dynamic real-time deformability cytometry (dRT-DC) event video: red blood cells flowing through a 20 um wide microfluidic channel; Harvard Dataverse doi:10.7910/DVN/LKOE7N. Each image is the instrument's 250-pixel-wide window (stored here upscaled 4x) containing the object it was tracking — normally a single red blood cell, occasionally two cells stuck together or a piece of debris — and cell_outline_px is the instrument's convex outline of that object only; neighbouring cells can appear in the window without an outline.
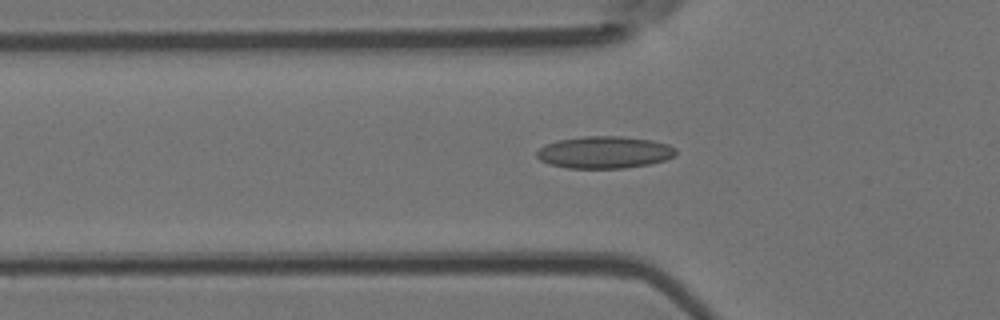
{"species": "Egyptian fruit bat (a non-hibernating species)", "species_latin": "Rousettus aegyptiacus", "temperature_condition": "room temperature", "stored_images_in_passage": 38, "camera_frame_rate_fps": 3000, "um_per_image_px": 0.085, "animal": {"sex": "female"}, "frame": {"image": 1, "passage_image": 9, "time_ms": 2.667, "image_size_px": [1000, 320], "cell_outline_px": [[676, 156], [664, 160], [648, 164], [624, 168], [568, 168], [548, 164], [540, 160], [536, 156], [536, 152], [544, 144], [556, 140], [584, 136], [620, 136], [652, 140], [668, 144], [676, 148]], "centroid_in_image_um": [51.36, 12.94], "position_along_channel_um": 74.4, "area_um2": 26.18}}
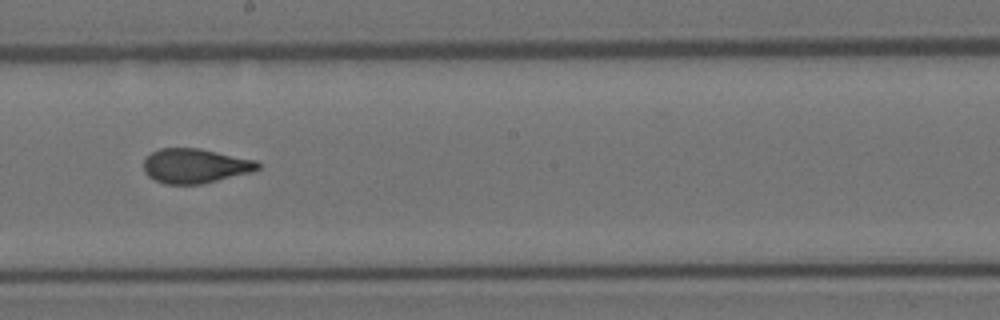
{"frame": {"image": 2, "passage_image": 21, "time_ms": 6.667, "image_size_px": [1000, 320], "cell_outline_px": [[260, 168], [252, 172], [200, 184], [164, 184], [148, 176], [144, 172], [144, 160], [152, 152], [160, 148], [200, 148], [256, 160], [260, 164]], "centroid_in_image_um": [16.59, 14.09], "position_along_channel_um": 231.6, "area_um2": 22.95}}
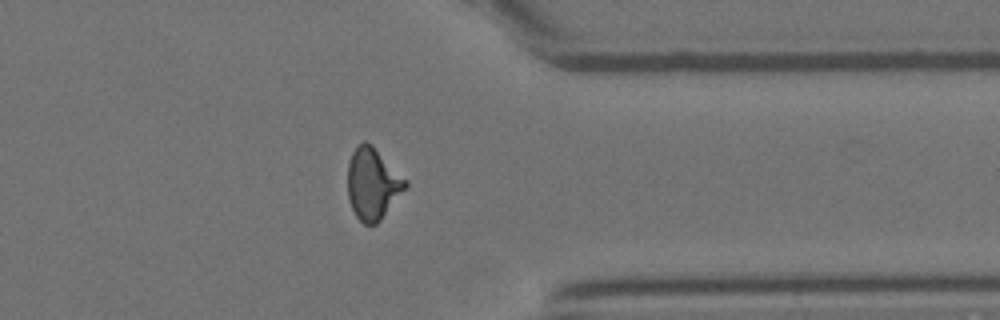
{"frame": {"image": 3, "passage_image": 33, "time_ms": 10.667, "image_size_px": [1000, 320], "cell_outline_px": [[408, 184], [380, 220], [376, 224], [364, 224], [356, 216], [352, 208], [348, 196], [348, 164], [352, 152], [356, 144], [364, 140], [372, 144], [408, 180]], "centroid_in_image_um": [31.67, 15.57], "position_along_channel_um": 379.7, "area_um2": 23.99}}